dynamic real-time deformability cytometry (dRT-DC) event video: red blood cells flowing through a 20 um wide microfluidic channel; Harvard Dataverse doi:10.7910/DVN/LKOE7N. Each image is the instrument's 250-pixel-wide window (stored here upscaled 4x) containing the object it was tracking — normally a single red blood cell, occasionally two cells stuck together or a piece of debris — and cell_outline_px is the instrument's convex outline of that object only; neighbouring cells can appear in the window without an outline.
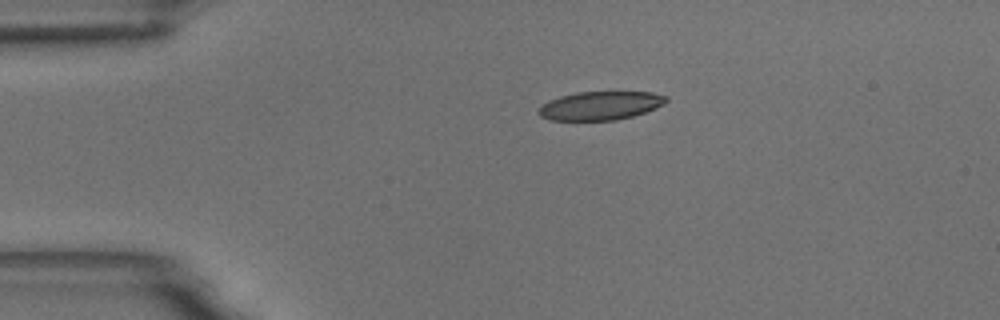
{"species": "common noctule bat (a hibernating species)", "species_latin": "Nyctalus noctula", "temperature_condition": "room temperature", "stored_images_in_passage": 47, "camera_frame_rate_fps": 3000, "um_per_image_px": 0.085, "animal": {"sex": "male", "body_mass_g": 18.8}, "frame": {"image": 1, "passage_image": 1, "time_ms": 0.0, "image_size_px": [1000, 320], "cell_outline_px": [[668, 100], [664, 104], [656, 108], [632, 116], [616, 120], [552, 120], [540, 116], [536, 112], [548, 100], [560, 96], [576, 92], [652, 92], [668, 96]], "centroid_in_image_um": [51.04, 8.97], "position_along_channel_um": 34.0, "area_um2": 21.21}}
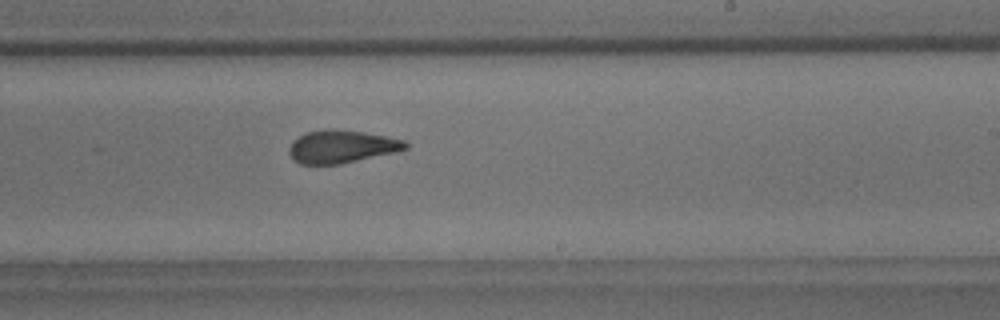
{"frame": {"image": 2, "passage_image": 24, "time_ms": 7.667, "image_size_px": [1000, 320], "cell_outline_px": [[408, 148], [396, 152], [340, 164], [300, 164], [288, 152], [288, 148], [292, 140], [308, 132], [328, 128], [332, 128], [364, 132], [404, 140], [408, 144]], "centroid_in_image_um": [29.03, 12.45], "position_along_channel_um": 260.0, "area_um2": 22.2}}
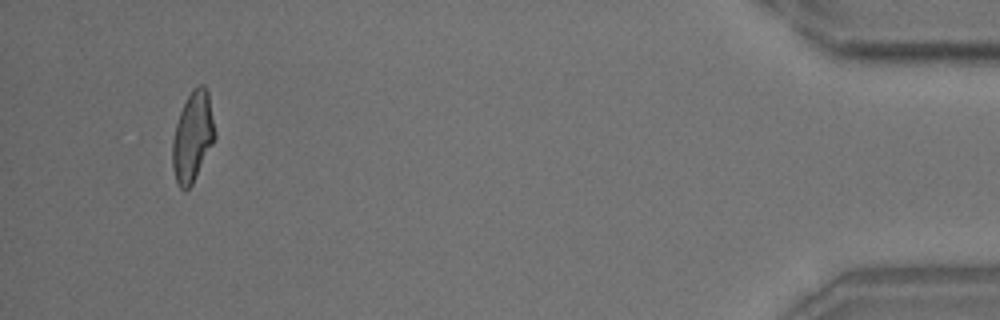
{"frame": {"image": 3, "passage_image": 44, "time_ms": 14.333, "image_size_px": [1000, 320], "cell_outline_px": [[216, 136], [192, 184], [188, 188], [180, 188], [176, 184], [172, 168], [172, 140], [176, 124], [180, 112], [192, 88], [200, 84], [204, 84], [208, 92], [216, 132]], "centroid_in_image_um": [16.37, 11.6], "position_along_channel_um": 418.8, "area_um2": 22.14}, "authors_computed_cell_mechanics": {"area_um2": 22.6576, "velocity_mm_per_s": 3.4833, "shape_relaxation_time_tau1_ms": 6.9823, "shape_relaxation_time_tau2_ms": 2.2222, "deformation_change_tau1": 0.1867, "deformation_change_tau2": 0.1032}}